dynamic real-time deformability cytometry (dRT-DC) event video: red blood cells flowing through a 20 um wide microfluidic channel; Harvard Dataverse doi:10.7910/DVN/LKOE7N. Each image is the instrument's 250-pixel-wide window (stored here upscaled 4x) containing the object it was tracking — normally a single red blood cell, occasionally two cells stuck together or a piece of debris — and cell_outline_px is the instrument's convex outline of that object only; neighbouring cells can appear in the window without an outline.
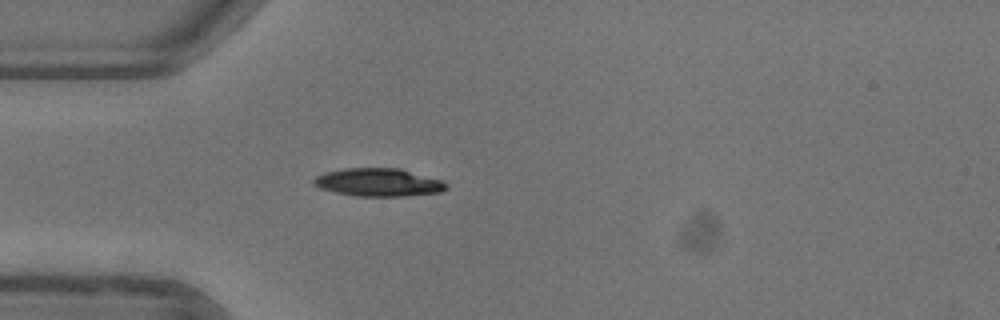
{"species": "common noctule bat (a hibernating species)", "species_latin": "Nyctalus noctula", "temperature_condition": "warm", "stored_images_in_passage": 26, "camera_frame_rate_fps": 3000, "um_per_image_px": 0.085, "animal": {"sex": "female"}, "frame": {"image": 1, "passage_image": 1, "time_ms": 0.0, "image_size_px": [1000, 320], "cell_outline_px": [[448, 188], [440, 192], [404, 196], [356, 196], [336, 192], [320, 188], [312, 184], [312, 180], [316, 176], [324, 172], [344, 168], [400, 168], [444, 180], [448, 184]], "centroid_in_image_um": [32.19, 15.49], "position_along_channel_um": 52.8, "area_um2": 21.85}}
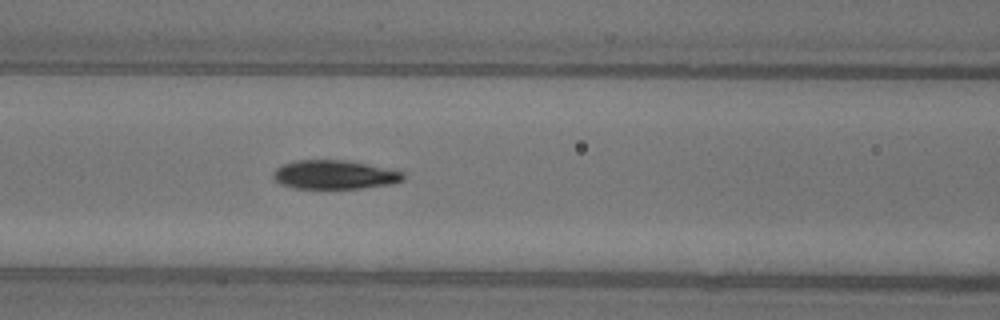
{"frame": {"image": 2, "passage_image": 8, "time_ms": 2.333, "image_size_px": [1000, 320], "cell_outline_px": [[404, 180], [392, 184], [360, 188], [292, 188], [280, 184], [272, 176], [276, 168], [284, 164], [296, 160], [344, 160], [404, 172]], "centroid_in_image_um": [28.41, 14.85], "position_along_channel_um": 138.2, "area_um2": 21.62}}
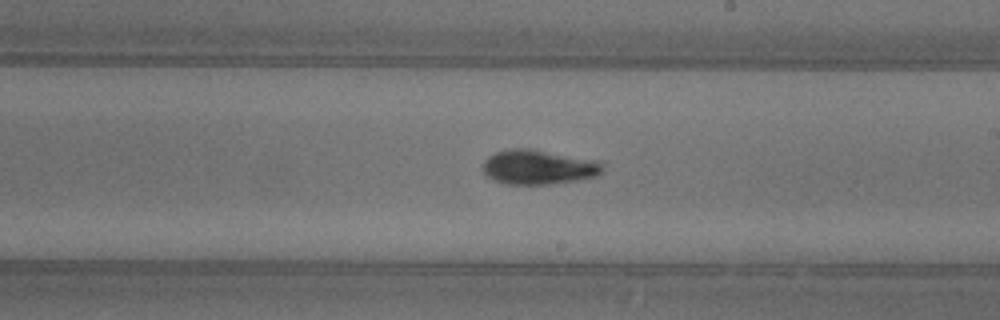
{"frame": {"image": 3, "passage_image": 16, "time_ms": 5.0, "image_size_px": [1000, 320], "cell_outline_px": [[604, 168], [596, 176], [576, 180], [552, 184], [504, 184], [492, 180], [484, 172], [484, 160], [488, 156], [496, 152], [512, 148], [532, 148], [596, 160], [604, 164]], "centroid_in_image_um": [45.76, 14.2], "position_along_channel_um": 243.2, "area_um2": 24.22}, "authors_computed_cell_mechanics": {"area_um2": 22.1952, "velocity_mm_per_s": 3.9526, "shape_relaxation_time_tau1_ms": 4.2819, "shape_relaxation_time_tau2_ms": 1.1756, "deformation_change_tau1": 0.1608, "deformation_change_tau2": 0.0544}}